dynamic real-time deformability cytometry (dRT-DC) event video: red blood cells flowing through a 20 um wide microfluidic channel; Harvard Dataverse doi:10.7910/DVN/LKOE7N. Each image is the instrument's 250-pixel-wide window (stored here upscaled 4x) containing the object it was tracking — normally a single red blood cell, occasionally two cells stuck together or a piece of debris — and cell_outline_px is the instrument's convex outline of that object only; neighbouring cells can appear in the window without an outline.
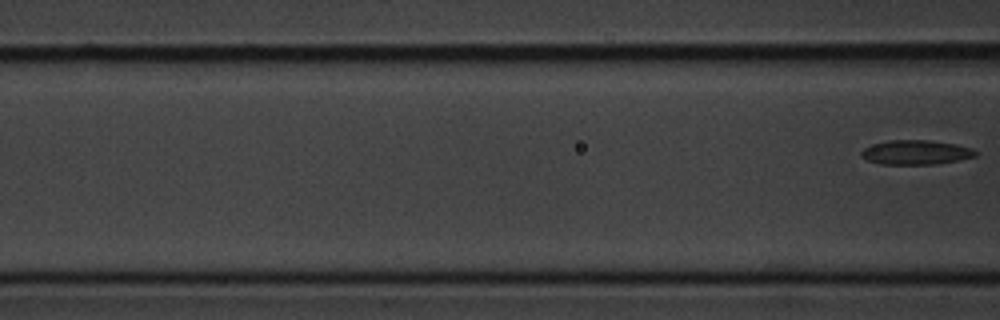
{"species": "common noctule bat (a hibernating species)", "species_latin": "Nyctalus noctula", "temperature_condition": "cold", "stored_images_in_passage": 7, "segment_of_instrument_passage": [2, 2], "camera_frame_rate_fps": 3000, "um_per_image_px": 0.085, "animal": {"sex": "male", "body_mass_g": 20.1, "forearm_length_mm": 53.5}, "frame": {"image": 1, "passage_image": 7, "time_ms": 7.667, "image_size_px": [1000, 320], "cell_outline_px": [[976, 156], [960, 160], [936, 164], [880, 164], [868, 160], [860, 156], [860, 152], [864, 148], [888, 140], [928, 140], [956, 144], [972, 148], [976, 152]], "centroid_in_image_um": [77.86, 12.95], "position_along_channel_um": 88.7, "area_um2": 16.18}}